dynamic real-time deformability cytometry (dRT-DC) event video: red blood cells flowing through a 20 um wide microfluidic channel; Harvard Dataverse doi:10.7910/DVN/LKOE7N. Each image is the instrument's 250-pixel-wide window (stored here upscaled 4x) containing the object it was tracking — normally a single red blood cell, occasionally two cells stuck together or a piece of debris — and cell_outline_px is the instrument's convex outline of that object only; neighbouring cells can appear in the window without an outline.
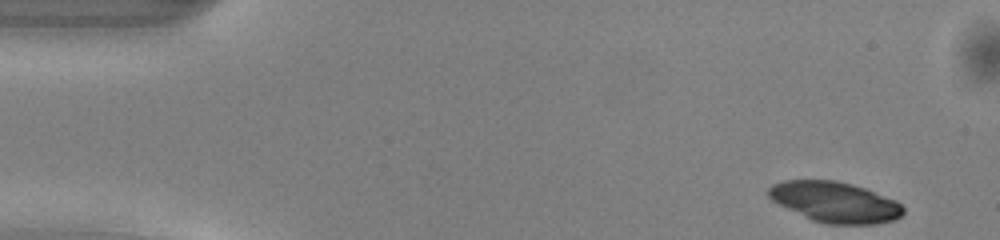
{"species": "common noctule bat (a hibernating species)", "species_latin": "Nyctalus noctula", "temperature_condition": "warm", "stored_images_in_passage": 47, "camera_frame_rate_fps": 3000, "um_per_image_px": 0.085, "animal": {"sex": "male", "body_mass_g": 13.0, "forearm_length_mm": 53.1}, "frame": {"image": 1, "passage_image": 1, "time_ms": 0.0, "image_size_px": [1000, 240], "cell_outline_px": [[904, 212], [900, 216], [892, 220], [876, 224], [828, 224], [812, 220], [772, 200], [768, 196], [768, 188], [772, 184], [784, 180], [836, 180], [852, 184], [864, 188], [896, 200], [904, 208]], "centroid_in_image_um": [70.97, 17.17], "position_along_channel_um": 14.0, "area_um2": 31.62}}